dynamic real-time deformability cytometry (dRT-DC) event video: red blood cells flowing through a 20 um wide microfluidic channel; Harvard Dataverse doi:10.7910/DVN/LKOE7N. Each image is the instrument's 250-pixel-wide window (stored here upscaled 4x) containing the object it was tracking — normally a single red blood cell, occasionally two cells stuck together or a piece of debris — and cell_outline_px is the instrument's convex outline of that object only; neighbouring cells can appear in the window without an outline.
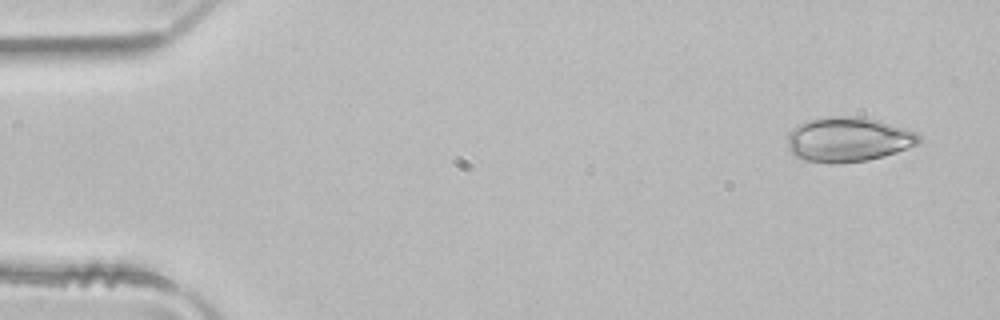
{"species": "common noctule bat (a hibernating species)", "species_latin": "Nyctalus noctula", "temperature_condition": "room temperature", "stored_images_in_passage": 4, "camera_frame_rate_fps": 3000, "um_per_image_px": 0.085, "animal": {"sex": "male", "body_mass_g": 21.5, "forearm_length_mm": 52.0}, "frame": {"image": 1, "passage_image": 1, "time_ms": 0.0, "image_size_px": [1000, 320], "cell_outline_px": [[920, 144], [884, 156], [868, 160], [836, 164], [832, 164], [804, 160], [796, 156], [788, 148], [788, 132], [792, 128], [808, 120], [832, 116], [864, 116], [904, 128], [916, 132], [920, 136]], "centroid_in_image_um": [72.1, 11.86], "position_along_channel_um": 12.9, "area_um2": 34.39}}
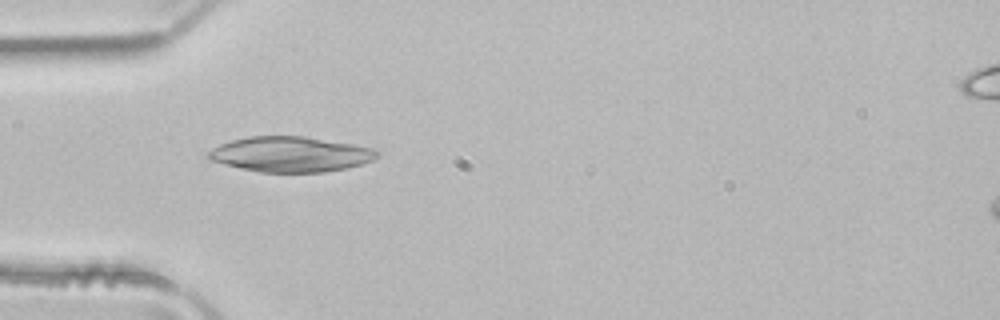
{"frame": {"image": 2, "passage_image": 4, "time_ms": 1.0, "image_size_px": [1000, 320], "cell_outline_px": [[380, 156], [364, 164], [324, 172], [260, 172], [240, 168], [212, 160], [204, 156], [212, 148], [220, 144], [232, 140], [248, 136], [304, 136], [352, 144], [372, 148], [380, 152]], "centroid_in_image_um": [24.7, 13.11], "position_along_channel_um": 60.3, "area_um2": 34.62}}